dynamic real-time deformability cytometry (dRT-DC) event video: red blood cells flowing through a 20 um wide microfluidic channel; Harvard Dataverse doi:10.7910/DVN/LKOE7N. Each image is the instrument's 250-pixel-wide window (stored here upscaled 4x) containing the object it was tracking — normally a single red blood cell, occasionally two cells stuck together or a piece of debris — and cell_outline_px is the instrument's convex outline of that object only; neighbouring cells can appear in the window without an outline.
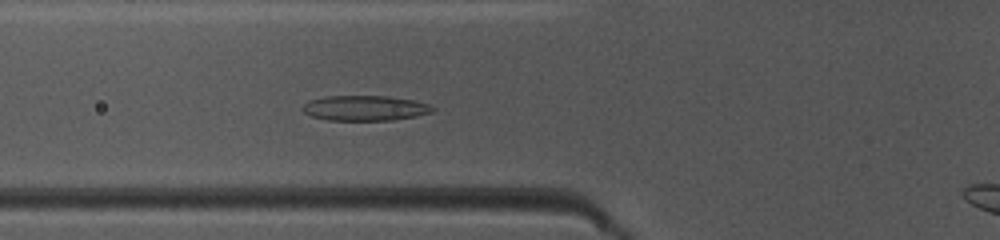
{"species": "common noctule bat (a hibernating species)", "species_latin": "Nyctalus noctula", "temperature_condition": "warm", "stored_images_in_passage": 38, "camera_frame_rate_fps": 3000, "um_per_image_px": 0.085, "animal": {"sex": "female", "body_mass_g": 10.0, "forearm_length_mm": 53.1}, "frame": {"image": 1, "passage_image": 6, "time_ms": 1.667, "image_size_px": [1000, 240], "cell_outline_px": [[436, 108], [432, 112], [416, 116], [392, 120], [328, 120], [312, 116], [304, 112], [300, 108], [308, 100], [324, 96], [388, 96], [416, 100], [428, 104]], "centroid_in_image_um": [31.02, 9.18], "position_along_channel_um": 94.8, "area_um2": 19.19}}
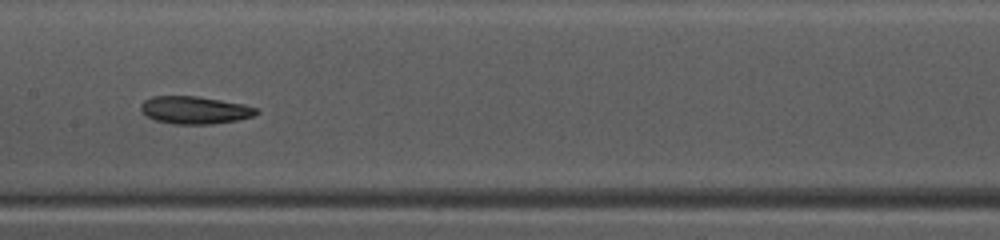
{"frame": {"image": 2, "passage_image": 13, "time_ms": 4.0, "image_size_px": [1000, 240], "cell_outline_px": [[260, 112], [252, 116], [236, 120], [212, 124], [172, 124], [156, 120], [148, 116], [140, 108], [140, 104], [144, 100], [152, 96], [196, 96], [244, 104], [260, 108]], "centroid_in_image_um": [16.58, 9.35], "position_along_channel_um": 190.8, "area_um2": 18.55}}
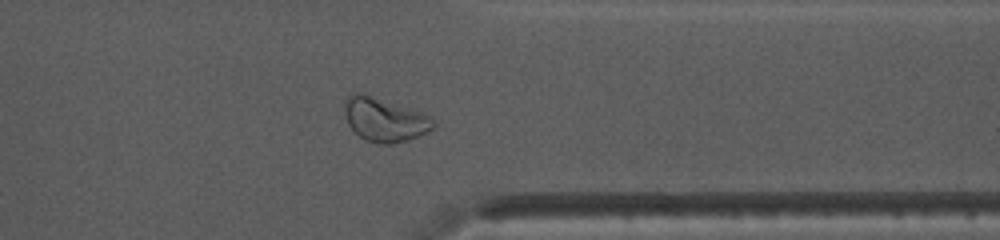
{"frame": {"image": 3, "passage_image": 27, "time_ms": 8.667, "image_size_px": [1000, 240], "cell_outline_px": [[436, 124], [432, 128], [408, 140], [392, 144], [380, 144], [364, 140], [348, 124], [344, 112], [344, 100], [348, 96], [356, 92], [360, 92], [420, 112], [428, 116]], "centroid_in_image_um": [32.62, 10.17], "position_along_channel_um": 378.8, "area_um2": 22.2}}